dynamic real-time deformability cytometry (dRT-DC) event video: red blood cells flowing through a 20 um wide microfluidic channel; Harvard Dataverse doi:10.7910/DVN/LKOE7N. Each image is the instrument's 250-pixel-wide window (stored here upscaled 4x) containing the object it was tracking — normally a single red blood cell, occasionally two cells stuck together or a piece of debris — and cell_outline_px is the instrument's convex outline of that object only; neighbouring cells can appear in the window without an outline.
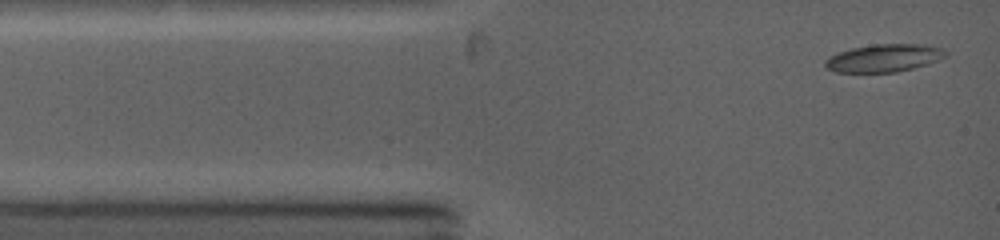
{"species": "common noctule bat (a hibernating species)", "species_latin": "Nyctalus noctula", "temperature_condition": "warm", "stored_images_in_passage": 5, "segment_of_instrument_passage": [1, 2], "camera_frame_rate_fps": 5000, "um_per_image_px": 0.085, "animal": {"sex": "female", "body_mass_g": 19.0, "forearm_length_mm": 53.3}, "frame": {"image": 1, "passage_image": 1, "time_ms": 0.0, "image_size_px": [1000, 240], "cell_outline_px": [[948, 56], [928, 64], [896, 72], [836, 72], [828, 68], [824, 64], [824, 60], [840, 52], [852, 48], [876, 44], [924, 44], [944, 48], [948, 52]], "centroid_in_image_um": [75.21, 4.93], "position_along_channel_um": 9.8, "area_um2": 19.42}}
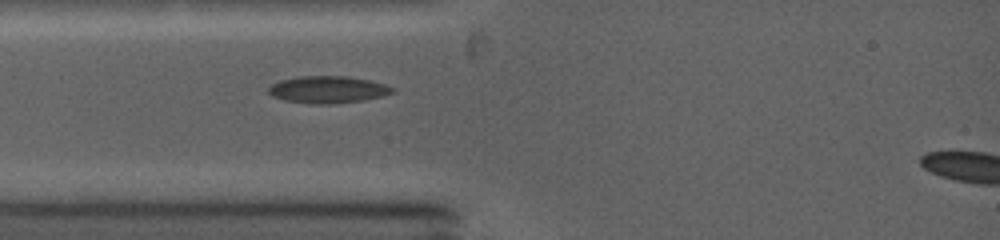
{"frame": {"image": 2, "passage_image": 4, "time_ms": 2.2, "image_size_px": [1000, 240], "cell_outline_px": [[396, 92], [364, 100], [336, 104], [312, 104], [284, 100], [272, 96], [268, 92], [268, 88], [272, 84], [280, 80], [296, 76], [348, 76], [368, 80], [384, 84], [396, 88]], "centroid_in_image_um": [27.86, 7.61], "position_along_channel_um": 57.1, "area_um2": 19.71}}